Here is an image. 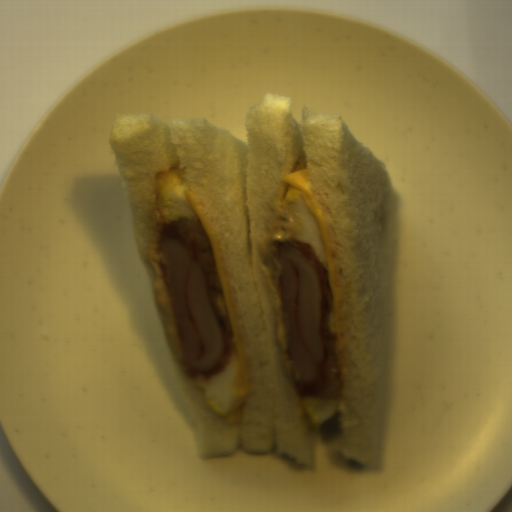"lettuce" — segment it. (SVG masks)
I'll return each instance as SVG.
<instances>
[{"mask_svg": "<svg viewBox=\"0 0 512 512\" xmlns=\"http://www.w3.org/2000/svg\"><path fill=\"white\" fill-rule=\"evenodd\" d=\"M313 427L321 426L338 410V399L304 397L300 402Z\"/></svg>", "mask_w": 512, "mask_h": 512, "instance_id": "9fb2a089", "label": "lettuce"}]
</instances>
